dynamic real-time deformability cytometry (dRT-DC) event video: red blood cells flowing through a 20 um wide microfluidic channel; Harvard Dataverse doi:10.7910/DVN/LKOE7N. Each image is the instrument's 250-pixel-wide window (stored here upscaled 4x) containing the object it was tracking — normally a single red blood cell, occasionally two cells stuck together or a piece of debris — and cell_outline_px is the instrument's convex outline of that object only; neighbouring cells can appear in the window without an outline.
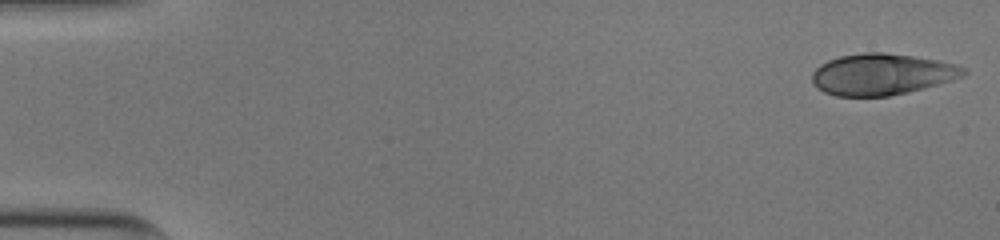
{"species": "human", "species_latin": "Homo sapiens", "temperature_condition": "cold", "stored_images_in_passage": 51, "camera_frame_rate_fps": 3000, "um_per_image_px": 0.085, "donor": {"sex": "male"}, "frame": {"image": 1, "passage_image": 1, "time_ms": 0.0, "image_size_px": [1000, 240], "cell_outline_px": [[968, 72], [964, 76], [952, 80], [924, 88], [908, 92], [888, 96], [836, 96], [824, 92], [816, 88], [812, 84], [812, 72], [820, 64], [828, 60], [840, 56], [864, 52], [884, 52], [912, 56], [936, 60], [956, 64], [968, 68]], "centroid_in_image_um": [74.95, 6.31], "position_along_channel_um": 10.0, "area_um2": 36.7}}
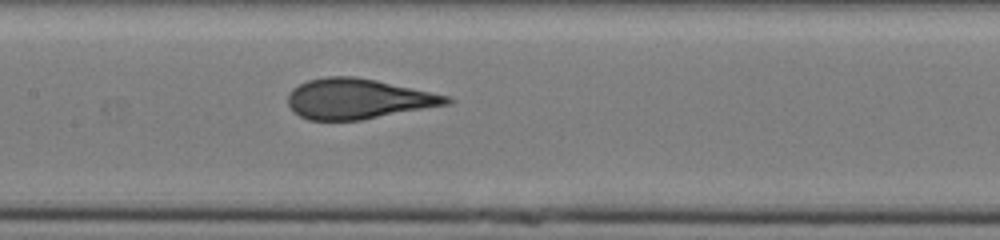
{"frame": {"image": 2, "passage_image": 25, "time_ms": 8.0, "image_size_px": [1000, 240], "cell_outline_px": [[456, 100], [452, 104], [360, 120], [308, 120], [292, 112], [288, 104], [288, 92], [292, 88], [308, 80], [324, 76], [352, 76], [376, 80], [452, 96]], "centroid_in_image_um": [30.47, 8.4], "position_along_channel_um": 176.9, "area_um2": 37.63}}
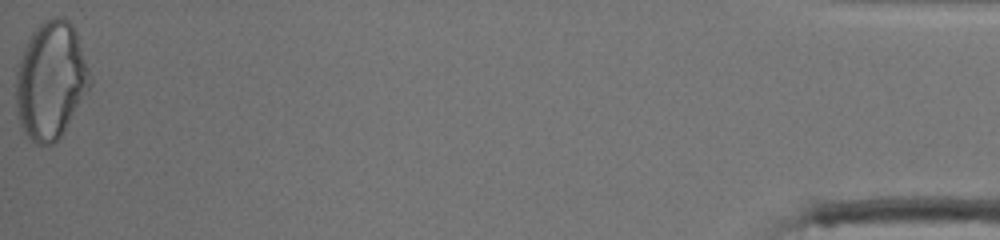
{"frame": {"image": 3, "passage_image": 51, "time_ms": 16.667, "image_size_px": [1000, 240], "cell_outline_px": [[92, 84], [88, 92], [64, 132], [52, 144], [36, 144], [20, 128], [16, 112], [16, 72], [24, 48], [32, 32], [44, 20], [56, 16], [60, 16], [68, 20], [72, 24], [76, 32], [92, 76]], "centroid_in_image_um": [4.33, 6.85], "position_along_channel_um": 430.9, "area_um2": 50.98}, "authors_computed_cell_mechanics": {"area_um2": 37.1654, "velocity_mm_per_s": 3.9882, "shape_relaxation_time_tau1_ms": 9.2133, "shape_relaxation_time_tau2_ms": null, "deformation_change_tau1": 0.2768, "deformation_change_tau2": null}}